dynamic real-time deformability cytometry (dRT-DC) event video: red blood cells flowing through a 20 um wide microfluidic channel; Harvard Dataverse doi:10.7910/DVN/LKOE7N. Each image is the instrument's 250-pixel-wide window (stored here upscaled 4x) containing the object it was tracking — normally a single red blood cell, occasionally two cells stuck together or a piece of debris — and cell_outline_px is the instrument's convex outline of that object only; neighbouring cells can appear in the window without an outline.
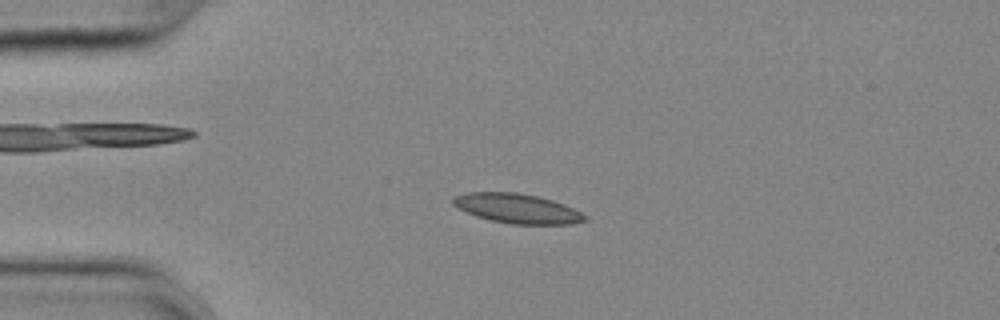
{"species": "common noctule bat (a hibernating species)", "species_latin": "Nyctalus noctula", "temperature_condition": "cold", "stored_images_in_passage": 53, "camera_frame_rate_fps": 3000, "um_per_image_px": 0.085, "animal": {"sex": "female", "body_mass_g": 25.1}, "frame": {"image": 1, "passage_image": 11, "time_ms": 3.333, "image_size_px": [1000, 320], "cell_outline_px": [[588, 220], [572, 224], [512, 224], [492, 220], [476, 216], [452, 204], [452, 196], [464, 192], [516, 192], [536, 196], [552, 200], [564, 204], [588, 216]], "centroid_in_image_um": [43.96, 17.71], "position_along_channel_um": 41.0, "area_um2": 22.66}}
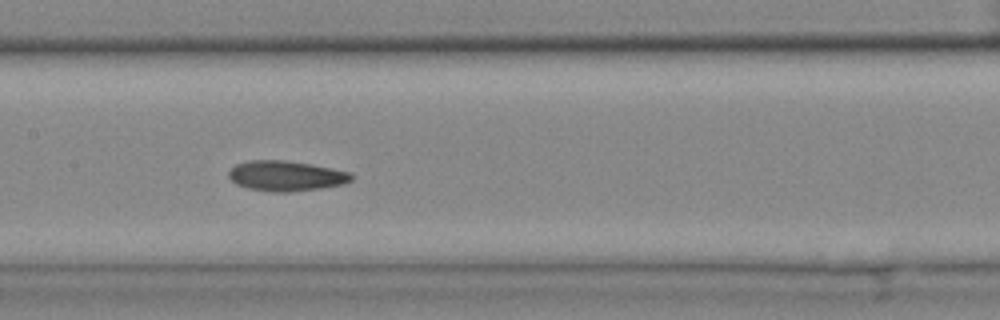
{"frame": {"image": 2, "passage_image": 25, "time_ms": 8.0, "image_size_px": [1000, 320], "cell_outline_px": [[352, 180], [344, 184], [320, 188], [292, 192], [272, 192], [248, 188], [236, 184], [228, 176], [228, 172], [236, 164], [248, 160], [284, 160], [312, 164], [352, 172]], "centroid_in_image_um": [24.32, 14.95], "position_along_channel_um": 183.1, "area_um2": 21.73}}
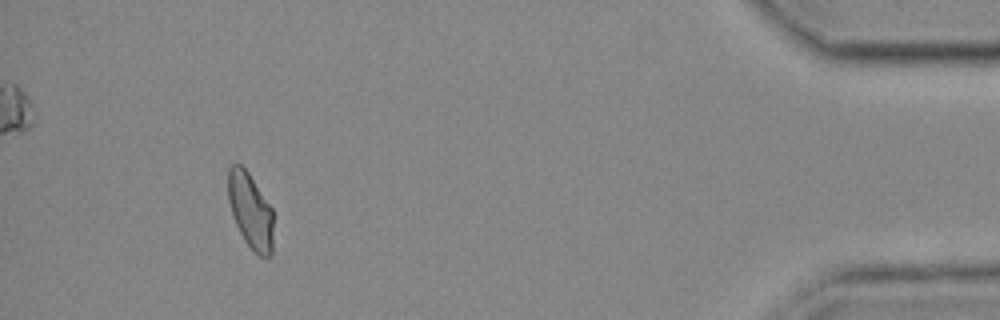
{"frame": {"image": 3, "passage_image": 49, "time_ms": 16.0, "image_size_px": [1000, 320], "cell_outline_px": [[272, 252], [268, 256], [260, 256], [244, 240], [232, 216], [228, 200], [228, 168], [232, 164], [240, 164], [248, 172], [272, 208]], "centroid_in_image_um": [21.26, 17.88], "position_along_channel_um": 413.9, "area_um2": 19.65}, "authors_computed_cell_mechanics": {"area_um2": 21.3282, "velocity_mm_per_s": 3.6455, "shape_relaxation_time_tau1_ms": null, "shape_relaxation_time_tau2_ms": 3.9198, "deformation_change_tau1": null, "deformation_change_tau2": 0.0931}}